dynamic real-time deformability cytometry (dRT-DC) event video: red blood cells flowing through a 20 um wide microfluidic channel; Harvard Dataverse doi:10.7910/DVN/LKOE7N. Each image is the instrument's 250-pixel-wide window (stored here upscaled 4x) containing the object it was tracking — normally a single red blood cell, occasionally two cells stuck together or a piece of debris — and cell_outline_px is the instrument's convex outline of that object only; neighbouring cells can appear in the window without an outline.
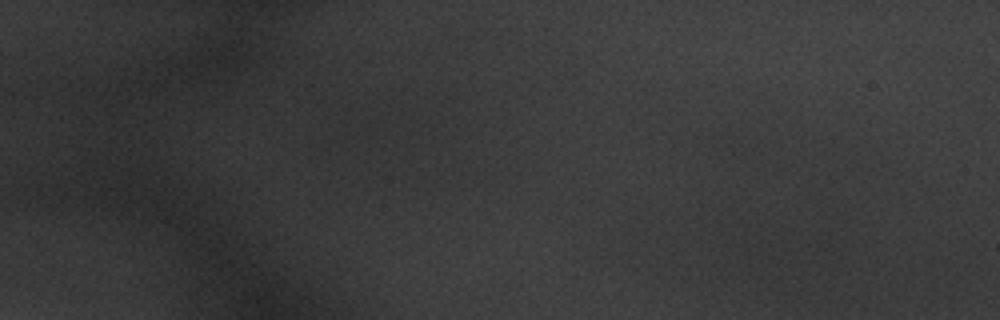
{"species": "common noctule bat (a hibernating species)", "species_latin": "Nyctalus noctula", "temperature_condition": "warm", "stored_images_in_passage": 3, "camera_frame_rate_fps": 3000, "um_per_image_px": 0.085, "animal": {"sex": "male", "body_mass_g": 20.1, "forearm_length_mm": 53.5}, "frame": {"image": 1, "passage_image": 1, "time_ms": 0.0, "image_size_px": [1000, 320], "cell_outline_px": [[168, 168], [156, 172], [116, 172], [88, 164], [56, 144], [56, 140], [60, 132], [80, 124], [92, 120], [148, 120], [156, 136]], "centroid_in_image_um": [9.79, 12.36], "position_along_channel_um": 75.2, "area_um2": 31.91}}